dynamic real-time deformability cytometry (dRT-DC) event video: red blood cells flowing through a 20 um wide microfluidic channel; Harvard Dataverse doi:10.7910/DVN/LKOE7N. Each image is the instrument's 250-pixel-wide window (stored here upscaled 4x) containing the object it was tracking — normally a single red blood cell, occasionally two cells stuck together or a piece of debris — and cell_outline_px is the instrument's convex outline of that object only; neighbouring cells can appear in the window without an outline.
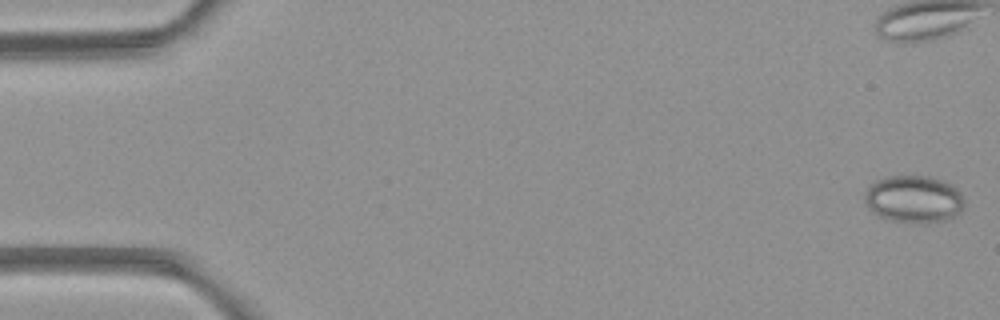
{"species": "common noctule bat (a hibernating species)", "species_latin": "Nyctalus noctula", "temperature_condition": "room temperature", "stored_images_in_passage": 5, "camera_frame_rate_fps": 3000, "um_per_image_px": 0.085, "animal": {"sex": "female", "body_mass_g": 21.9}, "frame": {"image": 1, "passage_image": 1, "time_ms": 0.0, "image_size_px": [1000, 320], "cell_outline_px": [[964, 204], [960, 212], [944, 220], [892, 220], [876, 216], [868, 208], [864, 200], [864, 192], [876, 180], [888, 176], [928, 176], [952, 184], [960, 192], [964, 200]], "centroid_in_image_um": [77.63, 16.88], "position_along_channel_um": 7.4, "area_um2": 26.82}}